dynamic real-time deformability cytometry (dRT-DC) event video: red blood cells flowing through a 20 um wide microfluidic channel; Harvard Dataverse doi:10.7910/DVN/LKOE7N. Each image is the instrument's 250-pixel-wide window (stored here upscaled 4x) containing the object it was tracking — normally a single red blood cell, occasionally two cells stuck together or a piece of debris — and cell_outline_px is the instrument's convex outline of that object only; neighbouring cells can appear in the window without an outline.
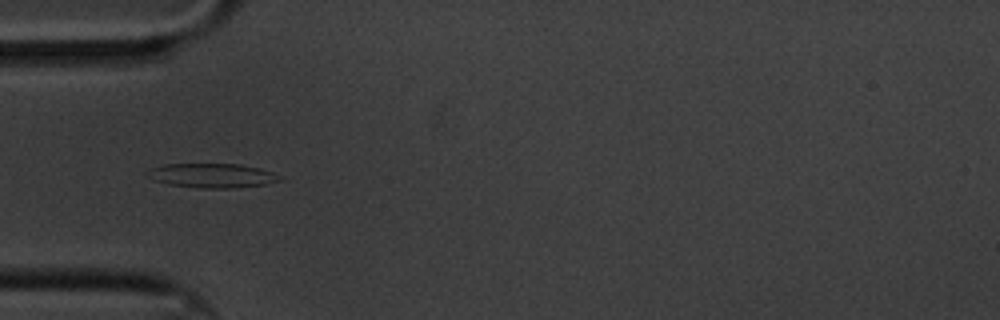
{"species": "common noctule bat (a hibernating species)", "species_latin": "Nyctalus noctula", "temperature_condition": "cold", "stored_images_in_passage": 42, "camera_frame_rate_fps": 3000, "um_per_image_px": 0.085, "animal": {"sex": "male", "body_mass_g": 20.1, "forearm_length_mm": 53.5}, "frame": {"image": 1, "passage_image": 1, "time_ms": 0.0, "image_size_px": [1000, 320], "cell_outline_px": [[280, 180], [264, 184], [236, 188], [200, 188], [168, 184], [152, 180], [144, 172], [152, 168], [164, 164], [240, 164], [260, 168], [272, 172], [280, 176]], "centroid_in_image_um": [17.98, 14.92], "position_along_channel_um": 67.0, "area_um2": 18.73}}
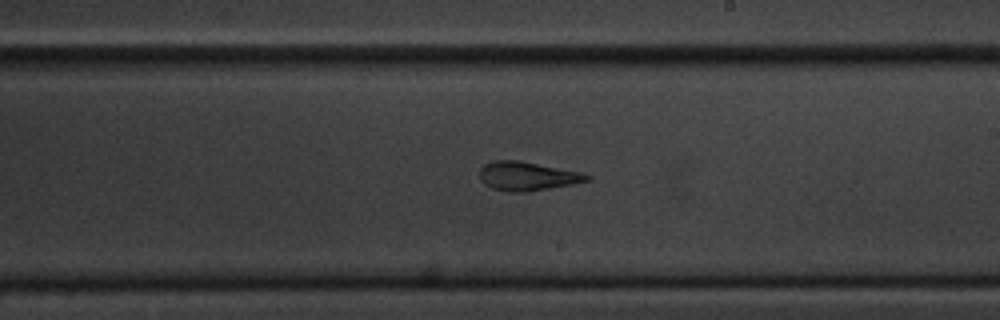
{"frame": {"image": 2, "passage_image": 17, "time_ms": 5.333, "image_size_px": [1000, 320], "cell_outline_px": [[592, 180], [572, 184], [524, 192], [512, 192], [492, 188], [484, 184], [480, 180], [480, 168], [484, 164], [492, 160], [520, 160], [584, 172], [592, 176]], "centroid_in_image_um": [44.85, 14.95], "position_along_channel_um": 244.2, "area_um2": 18.26}}
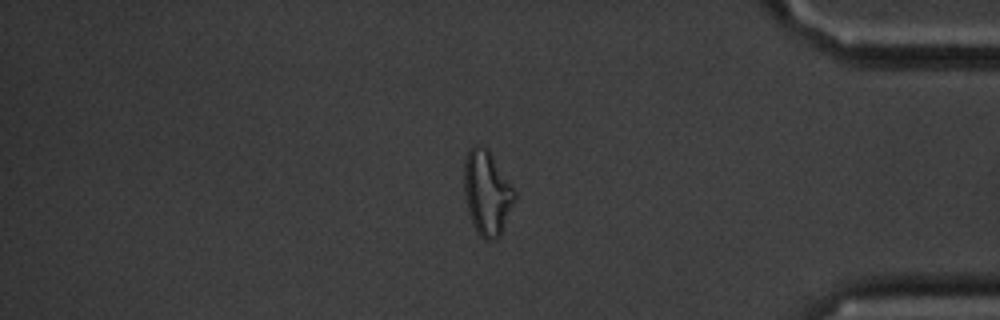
{"frame": {"image": 3, "passage_image": 33, "time_ms": 10.667, "image_size_px": [1000, 320], "cell_outline_px": [[516, 196], [500, 236], [496, 240], [484, 240], [480, 236], [468, 212], [464, 192], [464, 160], [468, 148], [472, 144], [480, 144], [488, 148], [512, 184], [516, 192]], "centroid_in_image_um": [41.39, 16.33], "position_along_channel_um": 393.8, "area_um2": 25.14}, "authors_computed_cell_mechanics": {"area_um2": 18.4671, "velocity_mm_per_s": 3.3123, "shape_relaxation_time_tau1_ms": 5.6687, "shape_relaxation_time_tau2_ms": 2.3015, "deformation_change_tau1": 0.1776, "deformation_change_tau2": 0.1037}}